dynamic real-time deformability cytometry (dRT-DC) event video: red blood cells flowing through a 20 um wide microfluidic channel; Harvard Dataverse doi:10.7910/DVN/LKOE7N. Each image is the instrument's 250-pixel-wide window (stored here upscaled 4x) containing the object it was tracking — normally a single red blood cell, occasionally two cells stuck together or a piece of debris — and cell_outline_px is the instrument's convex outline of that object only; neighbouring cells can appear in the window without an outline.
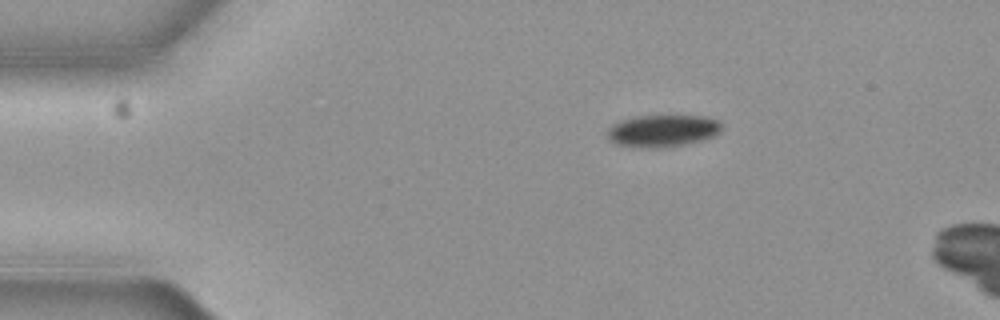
{"species": "common noctule bat (a hibernating species)", "species_latin": "Nyctalus noctula", "temperature_condition": "cold", "stored_images_in_passage": 3, "camera_frame_rate_fps": 3000, "um_per_image_px": 0.085, "animal": {"sex": "female", "body_mass_g": 19.3, "forearm_length_mm": 54.1}, "frame": {"image": 1, "passage_image": 1, "time_ms": 0.0, "image_size_px": [1000, 320], "cell_outline_px": [[724, 128], [716, 136], [684, 144], [616, 144], [608, 136], [608, 128], [612, 124], [620, 120], [636, 116], [708, 116], [720, 120]], "centroid_in_image_um": [56.44, 11.03], "position_along_channel_um": 28.6, "area_um2": 20.35}}
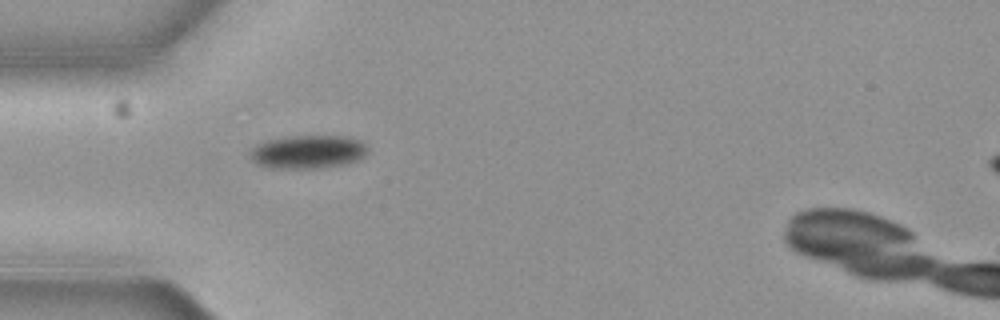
{"frame": {"image": 2, "passage_image": 3, "time_ms": 0.667, "image_size_px": [1000, 320], "cell_outline_px": [[368, 148], [364, 156], [356, 160], [340, 164], [312, 168], [268, 168], [256, 164], [248, 156], [248, 152], [256, 144], [268, 140], [288, 136], [344, 136], [360, 140]], "centroid_in_image_um": [26.09, 12.9], "position_along_channel_um": 58.9, "area_um2": 22.77}}